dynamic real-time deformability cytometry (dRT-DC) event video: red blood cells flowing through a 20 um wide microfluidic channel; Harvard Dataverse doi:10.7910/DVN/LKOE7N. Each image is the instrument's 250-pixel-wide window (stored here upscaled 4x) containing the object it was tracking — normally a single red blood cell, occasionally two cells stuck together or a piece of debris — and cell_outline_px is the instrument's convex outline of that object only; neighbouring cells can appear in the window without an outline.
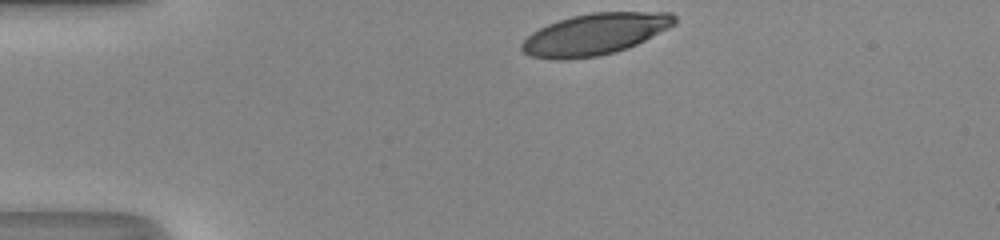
{"species": "human", "species_latin": "Homo sapiens", "temperature_condition": "room temperature", "stored_images_in_passage": 30, "camera_frame_rate_fps": 3000, "um_per_image_px": 0.085, "donor": {"sex": "male"}, "frame": {"image": 1, "passage_image": 1, "time_ms": 0.0, "image_size_px": [1000, 240], "cell_outline_px": [[676, 24], [628, 48], [616, 52], [600, 56], [564, 60], [552, 60], [532, 56], [524, 52], [520, 48], [520, 44], [532, 32], [548, 24], [572, 16], [592, 12], [672, 12], [676, 16]], "centroid_in_image_um": [50.57, 2.91], "position_along_channel_um": 34.4, "area_um2": 36.93}}
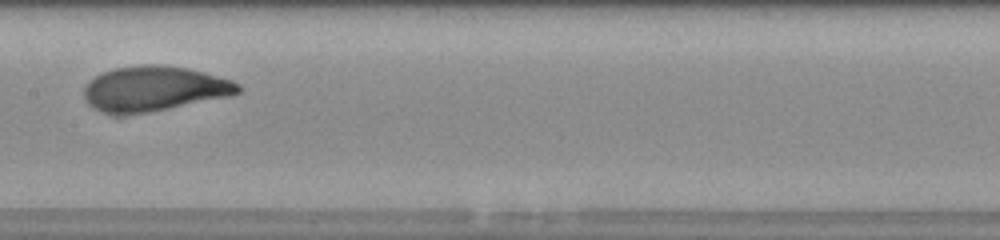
{"frame": {"image": 2, "passage_image": 16, "time_ms": 5.0, "image_size_px": [1000, 240], "cell_outline_px": [[240, 92], [232, 96], [148, 112], [120, 116], [112, 116], [92, 108], [84, 100], [84, 88], [96, 76], [104, 72], [116, 68], [140, 64], [160, 64], [188, 68], [204, 72], [232, 80], [240, 84]], "centroid_in_image_um": [13.09, 7.56], "position_along_channel_um": 194.3, "area_um2": 40.81}}
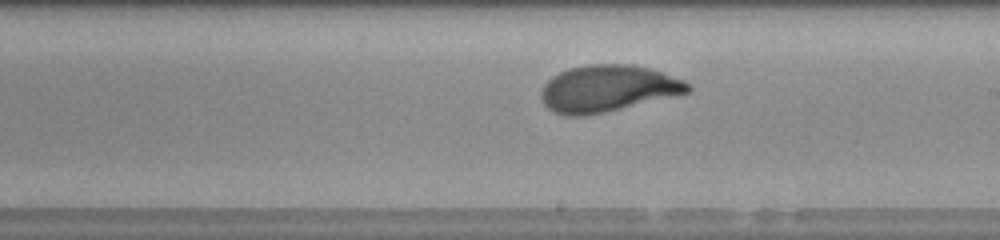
{"frame": {"image": 3, "passage_image": 19, "time_ms": 6.0, "image_size_px": [1000, 240], "cell_outline_px": [[692, 88], [688, 92], [676, 96], [604, 112], [584, 116], [568, 116], [556, 112], [548, 108], [544, 104], [540, 96], [540, 92], [544, 84], [552, 76], [560, 72], [572, 68], [588, 64], [624, 64], [648, 68], [684, 80]], "centroid_in_image_um": [51.64, 7.53], "position_along_channel_um": 237.4, "area_um2": 39.59}, "authors_computed_cell_mechanics": {"area_um2": 39.6219, "velocity_mm_per_s": 4.3161, "shape_relaxation_time_tau1_ms": 2.8292, "shape_relaxation_time_tau2_ms": null, "deformation_change_tau1": 0.1764, "deformation_change_tau2": null}}